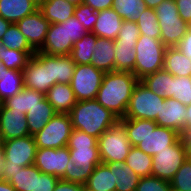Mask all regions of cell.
Returning a JSON list of instances; mask_svg holds the SVG:
<instances>
[{"mask_svg": "<svg viewBox=\"0 0 191 191\" xmlns=\"http://www.w3.org/2000/svg\"><path fill=\"white\" fill-rule=\"evenodd\" d=\"M119 122L125 127L131 146H136L151 156L174 145L180 139L177 131L158 126L153 120L119 119Z\"/></svg>", "mask_w": 191, "mask_h": 191, "instance_id": "6da1fadb", "label": "cell"}, {"mask_svg": "<svg viewBox=\"0 0 191 191\" xmlns=\"http://www.w3.org/2000/svg\"><path fill=\"white\" fill-rule=\"evenodd\" d=\"M138 82L131 72L105 73L95 100L119 119L124 118L132 91Z\"/></svg>", "mask_w": 191, "mask_h": 191, "instance_id": "7a4b0ae2", "label": "cell"}, {"mask_svg": "<svg viewBox=\"0 0 191 191\" xmlns=\"http://www.w3.org/2000/svg\"><path fill=\"white\" fill-rule=\"evenodd\" d=\"M68 114L73 129L84 131L97 139L119 121L117 116L95 99L77 101Z\"/></svg>", "mask_w": 191, "mask_h": 191, "instance_id": "3957f363", "label": "cell"}, {"mask_svg": "<svg viewBox=\"0 0 191 191\" xmlns=\"http://www.w3.org/2000/svg\"><path fill=\"white\" fill-rule=\"evenodd\" d=\"M97 142V138L84 131L76 129L71 131L67 147L69 148L70 160L74 165L82 168L83 185L86 184L95 167L102 163Z\"/></svg>", "mask_w": 191, "mask_h": 191, "instance_id": "277c9868", "label": "cell"}, {"mask_svg": "<svg viewBox=\"0 0 191 191\" xmlns=\"http://www.w3.org/2000/svg\"><path fill=\"white\" fill-rule=\"evenodd\" d=\"M166 48L160 39L139 36L134 48L137 54L133 70V74L139 81L147 75L163 69Z\"/></svg>", "mask_w": 191, "mask_h": 191, "instance_id": "5b68a950", "label": "cell"}, {"mask_svg": "<svg viewBox=\"0 0 191 191\" xmlns=\"http://www.w3.org/2000/svg\"><path fill=\"white\" fill-rule=\"evenodd\" d=\"M155 12L161 29L160 40L166 47L177 46L191 26L179 16L175 0H164Z\"/></svg>", "mask_w": 191, "mask_h": 191, "instance_id": "8992f818", "label": "cell"}, {"mask_svg": "<svg viewBox=\"0 0 191 191\" xmlns=\"http://www.w3.org/2000/svg\"><path fill=\"white\" fill-rule=\"evenodd\" d=\"M166 98H163L146 88L139 81L131 94L124 118L121 119H147L156 120L160 114L161 106Z\"/></svg>", "mask_w": 191, "mask_h": 191, "instance_id": "52a82bcc", "label": "cell"}, {"mask_svg": "<svg viewBox=\"0 0 191 191\" xmlns=\"http://www.w3.org/2000/svg\"><path fill=\"white\" fill-rule=\"evenodd\" d=\"M97 144L102 162L116 161L121 164L132 147L125 127L119 121L100 135Z\"/></svg>", "mask_w": 191, "mask_h": 191, "instance_id": "ba28073f", "label": "cell"}, {"mask_svg": "<svg viewBox=\"0 0 191 191\" xmlns=\"http://www.w3.org/2000/svg\"><path fill=\"white\" fill-rule=\"evenodd\" d=\"M68 113H56L50 121L34 136L37 148L60 149L67 147L72 131Z\"/></svg>", "mask_w": 191, "mask_h": 191, "instance_id": "9c48e42d", "label": "cell"}, {"mask_svg": "<svg viewBox=\"0 0 191 191\" xmlns=\"http://www.w3.org/2000/svg\"><path fill=\"white\" fill-rule=\"evenodd\" d=\"M24 87L46 94L53 86L52 55L36 51L23 70Z\"/></svg>", "mask_w": 191, "mask_h": 191, "instance_id": "30bf717a", "label": "cell"}, {"mask_svg": "<svg viewBox=\"0 0 191 191\" xmlns=\"http://www.w3.org/2000/svg\"><path fill=\"white\" fill-rule=\"evenodd\" d=\"M187 157L188 153L179 139L174 145L152 156L151 176L171 181Z\"/></svg>", "mask_w": 191, "mask_h": 191, "instance_id": "8fae6325", "label": "cell"}, {"mask_svg": "<svg viewBox=\"0 0 191 191\" xmlns=\"http://www.w3.org/2000/svg\"><path fill=\"white\" fill-rule=\"evenodd\" d=\"M104 72L92 64L76 65L71 88L76 101L94 100L102 83Z\"/></svg>", "mask_w": 191, "mask_h": 191, "instance_id": "7c38bea8", "label": "cell"}, {"mask_svg": "<svg viewBox=\"0 0 191 191\" xmlns=\"http://www.w3.org/2000/svg\"><path fill=\"white\" fill-rule=\"evenodd\" d=\"M37 146L33 135L4 141V162L9 166L26 167L34 164Z\"/></svg>", "mask_w": 191, "mask_h": 191, "instance_id": "4fadbf2b", "label": "cell"}, {"mask_svg": "<svg viewBox=\"0 0 191 191\" xmlns=\"http://www.w3.org/2000/svg\"><path fill=\"white\" fill-rule=\"evenodd\" d=\"M70 161L69 148H38L34 165L42 172L61 179Z\"/></svg>", "mask_w": 191, "mask_h": 191, "instance_id": "5bb4252c", "label": "cell"}, {"mask_svg": "<svg viewBox=\"0 0 191 191\" xmlns=\"http://www.w3.org/2000/svg\"><path fill=\"white\" fill-rule=\"evenodd\" d=\"M29 45L38 51L44 44L50 23L38 9L16 23Z\"/></svg>", "mask_w": 191, "mask_h": 191, "instance_id": "9a60e30c", "label": "cell"}, {"mask_svg": "<svg viewBox=\"0 0 191 191\" xmlns=\"http://www.w3.org/2000/svg\"><path fill=\"white\" fill-rule=\"evenodd\" d=\"M74 43H68L67 24L51 23L42 47L38 52L47 55H71Z\"/></svg>", "mask_w": 191, "mask_h": 191, "instance_id": "2e32d148", "label": "cell"}, {"mask_svg": "<svg viewBox=\"0 0 191 191\" xmlns=\"http://www.w3.org/2000/svg\"><path fill=\"white\" fill-rule=\"evenodd\" d=\"M26 114L12 108H0V138L4 141L30 135Z\"/></svg>", "mask_w": 191, "mask_h": 191, "instance_id": "e0dca14e", "label": "cell"}, {"mask_svg": "<svg viewBox=\"0 0 191 191\" xmlns=\"http://www.w3.org/2000/svg\"><path fill=\"white\" fill-rule=\"evenodd\" d=\"M186 116V105L174 98H166L155 122L158 126L171 128L180 133L185 128Z\"/></svg>", "mask_w": 191, "mask_h": 191, "instance_id": "ac0fdd59", "label": "cell"}, {"mask_svg": "<svg viewBox=\"0 0 191 191\" xmlns=\"http://www.w3.org/2000/svg\"><path fill=\"white\" fill-rule=\"evenodd\" d=\"M0 179L8 181L16 191H34L35 165L22 167L3 164Z\"/></svg>", "mask_w": 191, "mask_h": 191, "instance_id": "d6986e66", "label": "cell"}, {"mask_svg": "<svg viewBox=\"0 0 191 191\" xmlns=\"http://www.w3.org/2000/svg\"><path fill=\"white\" fill-rule=\"evenodd\" d=\"M123 19L113 8L98 11L97 21L91 33L97 37L115 40L121 29Z\"/></svg>", "mask_w": 191, "mask_h": 191, "instance_id": "ffe728a7", "label": "cell"}, {"mask_svg": "<svg viewBox=\"0 0 191 191\" xmlns=\"http://www.w3.org/2000/svg\"><path fill=\"white\" fill-rule=\"evenodd\" d=\"M91 64L104 73L115 71V44L112 39L97 37Z\"/></svg>", "mask_w": 191, "mask_h": 191, "instance_id": "44dd1931", "label": "cell"}, {"mask_svg": "<svg viewBox=\"0 0 191 191\" xmlns=\"http://www.w3.org/2000/svg\"><path fill=\"white\" fill-rule=\"evenodd\" d=\"M45 97L57 113H69L77 102L70 84H54Z\"/></svg>", "mask_w": 191, "mask_h": 191, "instance_id": "7402d4cb", "label": "cell"}, {"mask_svg": "<svg viewBox=\"0 0 191 191\" xmlns=\"http://www.w3.org/2000/svg\"><path fill=\"white\" fill-rule=\"evenodd\" d=\"M38 9L32 0H0V16L12 24Z\"/></svg>", "mask_w": 191, "mask_h": 191, "instance_id": "603a6c76", "label": "cell"}, {"mask_svg": "<svg viewBox=\"0 0 191 191\" xmlns=\"http://www.w3.org/2000/svg\"><path fill=\"white\" fill-rule=\"evenodd\" d=\"M163 69L173 76L191 77V59L185 56L176 46L167 47L164 54Z\"/></svg>", "mask_w": 191, "mask_h": 191, "instance_id": "cb8c5ba5", "label": "cell"}, {"mask_svg": "<svg viewBox=\"0 0 191 191\" xmlns=\"http://www.w3.org/2000/svg\"><path fill=\"white\" fill-rule=\"evenodd\" d=\"M106 164L111 171H113V178L116 191H135L139 180V177L133 169L127 166V164L118 162H102Z\"/></svg>", "mask_w": 191, "mask_h": 191, "instance_id": "d4e9b609", "label": "cell"}, {"mask_svg": "<svg viewBox=\"0 0 191 191\" xmlns=\"http://www.w3.org/2000/svg\"><path fill=\"white\" fill-rule=\"evenodd\" d=\"M75 5L66 0H47L40 7L44 18L51 23H62L74 15Z\"/></svg>", "mask_w": 191, "mask_h": 191, "instance_id": "484cf974", "label": "cell"}, {"mask_svg": "<svg viewBox=\"0 0 191 191\" xmlns=\"http://www.w3.org/2000/svg\"><path fill=\"white\" fill-rule=\"evenodd\" d=\"M57 112L46 97L32 109L26 112V120L30 135H35L50 121Z\"/></svg>", "mask_w": 191, "mask_h": 191, "instance_id": "4316f807", "label": "cell"}, {"mask_svg": "<svg viewBox=\"0 0 191 191\" xmlns=\"http://www.w3.org/2000/svg\"><path fill=\"white\" fill-rule=\"evenodd\" d=\"M45 98V94L30 88H23L18 94L7 98L0 108H12L26 114Z\"/></svg>", "mask_w": 191, "mask_h": 191, "instance_id": "83f0119b", "label": "cell"}, {"mask_svg": "<svg viewBox=\"0 0 191 191\" xmlns=\"http://www.w3.org/2000/svg\"><path fill=\"white\" fill-rule=\"evenodd\" d=\"M24 88L23 71L5 69L0 71V100L4 102Z\"/></svg>", "mask_w": 191, "mask_h": 191, "instance_id": "f1b7e54d", "label": "cell"}, {"mask_svg": "<svg viewBox=\"0 0 191 191\" xmlns=\"http://www.w3.org/2000/svg\"><path fill=\"white\" fill-rule=\"evenodd\" d=\"M113 171L104 164H98L88 178L85 187L93 191H116Z\"/></svg>", "mask_w": 191, "mask_h": 191, "instance_id": "f546056e", "label": "cell"}, {"mask_svg": "<svg viewBox=\"0 0 191 191\" xmlns=\"http://www.w3.org/2000/svg\"><path fill=\"white\" fill-rule=\"evenodd\" d=\"M76 64L71 55H52L53 85L56 83L70 84Z\"/></svg>", "mask_w": 191, "mask_h": 191, "instance_id": "4dcf8cb0", "label": "cell"}, {"mask_svg": "<svg viewBox=\"0 0 191 191\" xmlns=\"http://www.w3.org/2000/svg\"><path fill=\"white\" fill-rule=\"evenodd\" d=\"M96 41L97 36L90 32L74 43L71 57L76 65L91 64V56L96 49Z\"/></svg>", "mask_w": 191, "mask_h": 191, "instance_id": "1f68e13d", "label": "cell"}, {"mask_svg": "<svg viewBox=\"0 0 191 191\" xmlns=\"http://www.w3.org/2000/svg\"><path fill=\"white\" fill-rule=\"evenodd\" d=\"M140 81L151 92L163 98H170L172 74L165 71L164 69L156 71L153 74L147 75Z\"/></svg>", "mask_w": 191, "mask_h": 191, "instance_id": "d6a6232c", "label": "cell"}, {"mask_svg": "<svg viewBox=\"0 0 191 191\" xmlns=\"http://www.w3.org/2000/svg\"><path fill=\"white\" fill-rule=\"evenodd\" d=\"M124 163L127 164L128 167L133 169V171L139 177L151 176L152 156L146 154L136 146L131 147Z\"/></svg>", "mask_w": 191, "mask_h": 191, "instance_id": "836d02e7", "label": "cell"}, {"mask_svg": "<svg viewBox=\"0 0 191 191\" xmlns=\"http://www.w3.org/2000/svg\"><path fill=\"white\" fill-rule=\"evenodd\" d=\"M112 8L123 20L137 22L147 6L143 0H113Z\"/></svg>", "mask_w": 191, "mask_h": 191, "instance_id": "e575fe53", "label": "cell"}, {"mask_svg": "<svg viewBox=\"0 0 191 191\" xmlns=\"http://www.w3.org/2000/svg\"><path fill=\"white\" fill-rule=\"evenodd\" d=\"M36 52H23L6 47L0 51V61L7 69L23 71Z\"/></svg>", "mask_w": 191, "mask_h": 191, "instance_id": "d590c367", "label": "cell"}, {"mask_svg": "<svg viewBox=\"0 0 191 191\" xmlns=\"http://www.w3.org/2000/svg\"><path fill=\"white\" fill-rule=\"evenodd\" d=\"M3 47L23 52H36L27 42L16 24H11L0 40Z\"/></svg>", "mask_w": 191, "mask_h": 191, "instance_id": "8d00e7d4", "label": "cell"}, {"mask_svg": "<svg viewBox=\"0 0 191 191\" xmlns=\"http://www.w3.org/2000/svg\"><path fill=\"white\" fill-rule=\"evenodd\" d=\"M158 22L155 9L147 8L136 22L140 35L160 39L161 29Z\"/></svg>", "mask_w": 191, "mask_h": 191, "instance_id": "74e56055", "label": "cell"}, {"mask_svg": "<svg viewBox=\"0 0 191 191\" xmlns=\"http://www.w3.org/2000/svg\"><path fill=\"white\" fill-rule=\"evenodd\" d=\"M134 48L132 45L115 47V71L133 73L137 54Z\"/></svg>", "mask_w": 191, "mask_h": 191, "instance_id": "f35d334b", "label": "cell"}, {"mask_svg": "<svg viewBox=\"0 0 191 191\" xmlns=\"http://www.w3.org/2000/svg\"><path fill=\"white\" fill-rule=\"evenodd\" d=\"M170 98H174L183 105L191 103V77H177L172 75Z\"/></svg>", "mask_w": 191, "mask_h": 191, "instance_id": "ab89813d", "label": "cell"}, {"mask_svg": "<svg viewBox=\"0 0 191 191\" xmlns=\"http://www.w3.org/2000/svg\"><path fill=\"white\" fill-rule=\"evenodd\" d=\"M139 36L140 31L137 23L134 21L123 20L118 36L113 41L115 47H120L121 45H132V47H135Z\"/></svg>", "mask_w": 191, "mask_h": 191, "instance_id": "60d3db41", "label": "cell"}, {"mask_svg": "<svg viewBox=\"0 0 191 191\" xmlns=\"http://www.w3.org/2000/svg\"><path fill=\"white\" fill-rule=\"evenodd\" d=\"M171 189L174 191H191V157L183 162L170 181Z\"/></svg>", "mask_w": 191, "mask_h": 191, "instance_id": "b9f144b4", "label": "cell"}, {"mask_svg": "<svg viewBox=\"0 0 191 191\" xmlns=\"http://www.w3.org/2000/svg\"><path fill=\"white\" fill-rule=\"evenodd\" d=\"M97 15L98 12L85 3L75 6L74 16L89 33L92 32L94 28L95 22L97 21Z\"/></svg>", "mask_w": 191, "mask_h": 191, "instance_id": "7bdbcfd3", "label": "cell"}, {"mask_svg": "<svg viewBox=\"0 0 191 191\" xmlns=\"http://www.w3.org/2000/svg\"><path fill=\"white\" fill-rule=\"evenodd\" d=\"M170 181L154 176L141 177L135 191H170Z\"/></svg>", "mask_w": 191, "mask_h": 191, "instance_id": "ee69618b", "label": "cell"}, {"mask_svg": "<svg viewBox=\"0 0 191 191\" xmlns=\"http://www.w3.org/2000/svg\"><path fill=\"white\" fill-rule=\"evenodd\" d=\"M59 178L54 175L42 173L35 166L34 191H53Z\"/></svg>", "mask_w": 191, "mask_h": 191, "instance_id": "f6af8a7d", "label": "cell"}, {"mask_svg": "<svg viewBox=\"0 0 191 191\" xmlns=\"http://www.w3.org/2000/svg\"><path fill=\"white\" fill-rule=\"evenodd\" d=\"M64 23L67 24L68 43H75L89 33L74 15Z\"/></svg>", "mask_w": 191, "mask_h": 191, "instance_id": "bcb514c9", "label": "cell"}, {"mask_svg": "<svg viewBox=\"0 0 191 191\" xmlns=\"http://www.w3.org/2000/svg\"><path fill=\"white\" fill-rule=\"evenodd\" d=\"M61 179L65 180V181H68V182L82 184V168L77 167L70 160L67 163L65 174Z\"/></svg>", "mask_w": 191, "mask_h": 191, "instance_id": "7dc6e473", "label": "cell"}, {"mask_svg": "<svg viewBox=\"0 0 191 191\" xmlns=\"http://www.w3.org/2000/svg\"><path fill=\"white\" fill-rule=\"evenodd\" d=\"M179 16L191 26V0H175Z\"/></svg>", "mask_w": 191, "mask_h": 191, "instance_id": "c3c4849f", "label": "cell"}, {"mask_svg": "<svg viewBox=\"0 0 191 191\" xmlns=\"http://www.w3.org/2000/svg\"><path fill=\"white\" fill-rule=\"evenodd\" d=\"M53 191H85V185L59 179Z\"/></svg>", "mask_w": 191, "mask_h": 191, "instance_id": "681fc988", "label": "cell"}, {"mask_svg": "<svg viewBox=\"0 0 191 191\" xmlns=\"http://www.w3.org/2000/svg\"><path fill=\"white\" fill-rule=\"evenodd\" d=\"M185 56L191 59V28L176 46Z\"/></svg>", "mask_w": 191, "mask_h": 191, "instance_id": "f907efd6", "label": "cell"}, {"mask_svg": "<svg viewBox=\"0 0 191 191\" xmlns=\"http://www.w3.org/2000/svg\"><path fill=\"white\" fill-rule=\"evenodd\" d=\"M83 3L89 5L95 11L112 8L113 0H84Z\"/></svg>", "mask_w": 191, "mask_h": 191, "instance_id": "816d5d0a", "label": "cell"}, {"mask_svg": "<svg viewBox=\"0 0 191 191\" xmlns=\"http://www.w3.org/2000/svg\"><path fill=\"white\" fill-rule=\"evenodd\" d=\"M180 141L184 145L188 157H191V128H184L179 133Z\"/></svg>", "mask_w": 191, "mask_h": 191, "instance_id": "f5cc1de1", "label": "cell"}, {"mask_svg": "<svg viewBox=\"0 0 191 191\" xmlns=\"http://www.w3.org/2000/svg\"><path fill=\"white\" fill-rule=\"evenodd\" d=\"M11 24V22L5 20L0 16V40L2 39Z\"/></svg>", "mask_w": 191, "mask_h": 191, "instance_id": "db71d44e", "label": "cell"}, {"mask_svg": "<svg viewBox=\"0 0 191 191\" xmlns=\"http://www.w3.org/2000/svg\"><path fill=\"white\" fill-rule=\"evenodd\" d=\"M0 191H16V190L8 181L0 179Z\"/></svg>", "mask_w": 191, "mask_h": 191, "instance_id": "11a10c76", "label": "cell"}, {"mask_svg": "<svg viewBox=\"0 0 191 191\" xmlns=\"http://www.w3.org/2000/svg\"><path fill=\"white\" fill-rule=\"evenodd\" d=\"M186 113L185 128H191V103L186 106Z\"/></svg>", "mask_w": 191, "mask_h": 191, "instance_id": "9f6ffc18", "label": "cell"}, {"mask_svg": "<svg viewBox=\"0 0 191 191\" xmlns=\"http://www.w3.org/2000/svg\"><path fill=\"white\" fill-rule=\"evenodd\" d=\"M4 162V140L0 138V175Z\"/></svg>", "mask_w": 191, "mask_h": 191, "instance_id": "6f0895ef", "label": "cell"}, {"mask_svg": "<svg viewBox=\"0 0 191 191\" xmlns=\"http://www.w3.org/2000/svg\"><path fill=\"white\" fill-rule=\"evenodd\" d=\"M147 8L155 9L164 0H143Z\"/></svg>", "mask_w": 191, "mask_h": 191, "instance_id": "680465c9", "label": "cell"}, {"mask_svg": "<svg viewBox=\"0 0 191 191\" xmlns=\"http://www.w3.org/2000/svg\"><path fill=\"white\" fill-rule=\"evenodd\" d=\"M35 5L39 8L44 2H46L47 0H32Z\"/></svg>", "mask_w": 191, "mask_h": 191, "instance_id": "91938a15", "label": "cell"}, {"mask_svg": "<svg viewBox=\"0 0 191 191\" xmlns=\"http://www.w3.org/2000/svg\"><path fill=\"white\" fill-rule=\"evenodd\" d=\"M67 2L73 3L75 6L82 4L84 0H66Z\"/></svg>", "mask_w": 191, "mask_h": 191, "instance_id": "94428289", "label": "cell"}, {"mask_svg": "<svg viewBox=\"0 0 191 191\" xmlns=\"http://www.w3.org/2000/svg\"><path fill=\"white\" fill-rule=\"evenodd\" d=\"M3 49V45L1 44V42H0V51ZM5 69H7L2 63H1V61H0V71L1 70H5Z\"/></svg>", "mask_w": 191, "mask_h": 191, "instance_id": "6125c7cd", "label": "cell"}]
</instances>
